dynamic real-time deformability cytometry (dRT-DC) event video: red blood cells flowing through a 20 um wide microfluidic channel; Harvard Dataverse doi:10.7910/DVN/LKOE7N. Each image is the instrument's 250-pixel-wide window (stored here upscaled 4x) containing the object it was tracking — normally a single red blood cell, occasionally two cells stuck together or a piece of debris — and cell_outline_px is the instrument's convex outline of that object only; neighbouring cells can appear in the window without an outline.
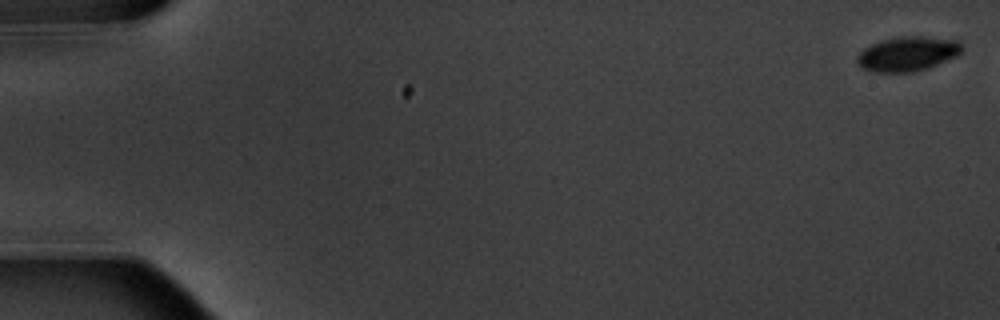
{"species": "common noctule bat (a hibernating species)", "species_latin": "Nyctalus noctula", "temperature_condition": "warm", "stored_images_in_passage": 3, "camera_frame_rate_fps": 3000, "um_per_image_px": 0.085, "animal": {"sex": "male", "body_mass_g": 20.1, "forearm_length_mm": 53.5}, "frame": {"image": 1, "passage_image": 1, "time_ms": 0.0, "image_size_px": [1000, 320], "cell_outline_px": [[964, 48], [956, 56], [928, 68], [912, 72], [872, 72], [860, 68], [856, 60], [856, 56], [864, 48], [880, 40], [900, 36], [924, 36], [956, 40]], "centroid_in_image_um": [77.1, 4.58], "position_along_channel_um": 7.9, "area_um2": 21.21}}